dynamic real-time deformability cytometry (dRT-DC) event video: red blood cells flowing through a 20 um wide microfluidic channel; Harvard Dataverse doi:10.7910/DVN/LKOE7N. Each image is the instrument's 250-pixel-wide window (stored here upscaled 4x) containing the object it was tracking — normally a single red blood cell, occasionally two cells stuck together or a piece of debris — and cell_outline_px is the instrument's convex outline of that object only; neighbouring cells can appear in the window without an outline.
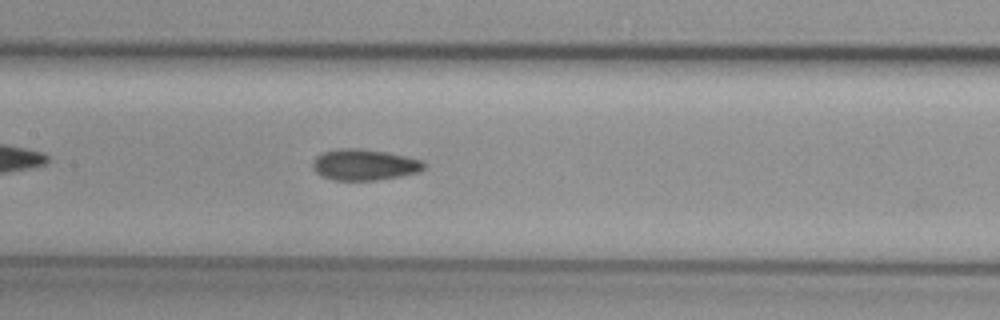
{"species": "common noctule bat (a hibernating species)", "species_latin": "Nyctalus noctula", "temperature_condition": "cold", "stored_images_in_passage": 30, "camera_frame_rate_fps": 3000, "um_per_image_px": 0.085, "animal": {"sex": "female", "body_mass_g": 29.2, "forearm_length_mm": 56.3}, "frame": {"image": 1, "passage_image": 13, "time_ms": 4.0, "image_size_px": [1000, 320], "cell_outline_px": [[424, 168], [420, 172], [400, 176], [376, 180], [336, 180], [320, 176], [312, 168], [312, 164], [316, 156], [324, 152], [340, 148], [352, 148], [384, 152], [424, 160]], "centroid_in_image_um": [30.96, 14.01], "position_along_channel_um": 176.4, "area_um2": 20.0}, "authors_computed_cell_mechanics": {"area_um2": 19.8254, "velocity_mm_per_s": 3.8419, "shape_relaxation_time_tau1_ms": null, "shape_relaxation_time_tau2_ms": 2.2049, "deformation_change_tau1": null, "deformation_change_tau2": 0.0529}}